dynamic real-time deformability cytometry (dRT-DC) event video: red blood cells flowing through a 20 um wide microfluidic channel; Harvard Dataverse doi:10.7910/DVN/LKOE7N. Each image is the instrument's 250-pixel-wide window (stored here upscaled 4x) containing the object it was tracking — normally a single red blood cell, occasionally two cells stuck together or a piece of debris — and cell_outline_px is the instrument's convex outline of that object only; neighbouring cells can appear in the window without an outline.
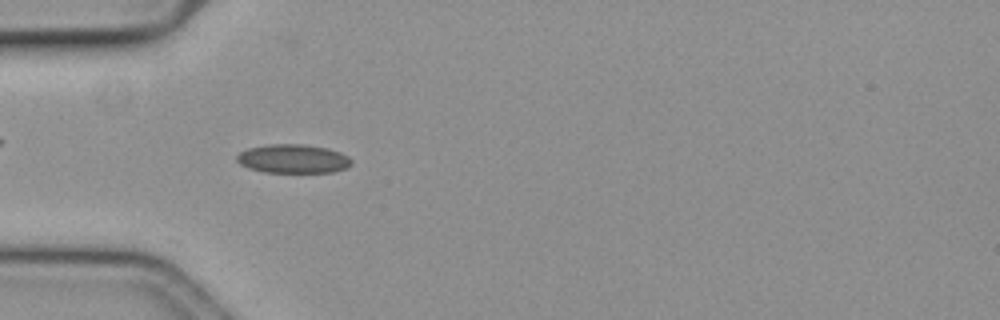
{"species": "common noctule bat (a hibernating species)", "species_latin": "Nyctalus noctula", "temperature_condition": "cold", "stored_images_in_passage": 40, "camera_frame_rate_fps": 3000, "um_per_image_px": 0.085, "animal": {"sex": "female", "body_mass_g": 19.3, "forearm_length_mm": 54.1}, "frame": {"image": 1, "passage_image": 1, "time_ms": 0.0, "image_size_px": [1000, 320], "cell_outline_px": [[352, 164], [348, 168], [332, 172], [264, 172], [248, 168], [240, 164], [236, 160], [236, 156], [240, 152], [248, 148], [268, 144], [300, 144], [328, 148], [340, 152], [348, 156], [352, 160]], "centroid_in_image_um": [24.92, 13.49], "position_along_channel_um": 60.1, "area_um2": 19.36}}
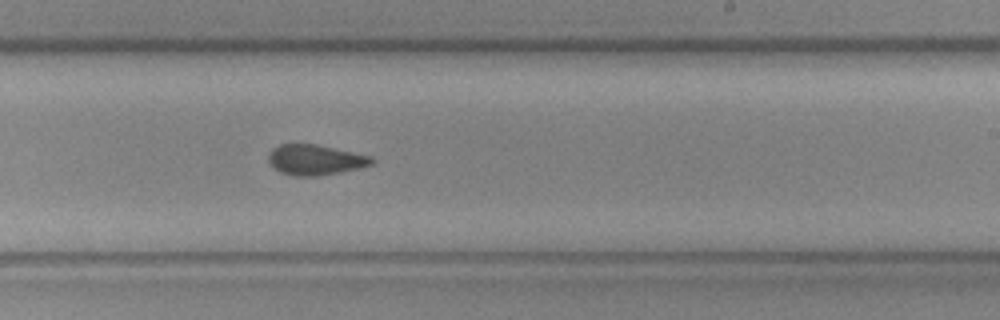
{"frame": {"image": 2, "passage_image": 18, "time_ms": 5.667, "image_size_px": [1000, 320], "cell_outline_px": [[376, 160], [372, 164], [360, 168], [320, 176], [292, 176], [280, 172], [268, 160], [268, 156], [272, 148], [280, 144], [316, 144], [372, 156]], "centroid_in_image_um": [26.82, 13.59], "position_along_channel_um": 262.2, "area_um2": 18.32}}
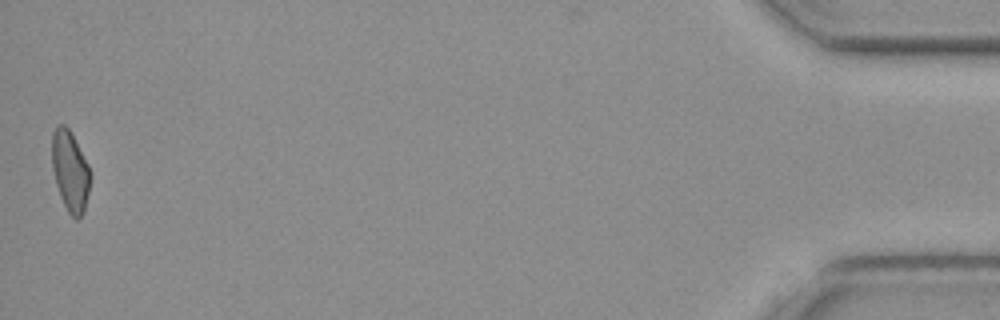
{"frame": {"image": 3, "passage_image": 40, "time_ms": 13.0, "image_size_px": [1000, 320], "cell_outline_px": [[92, 176], [84, 212], [76, 220], [68, 212], [60, 196], [56, 184], [52, 168], [52, 132], [60, 124], [64, 124], [68, 128], [88, 164], [92, 172]], "centroid_in_image_um": [5.98, 14.56], "position_along_channel_um": 429.2, "area_um2": 17.98}, "authors_computed_cell_mechanics": {"area_um2": 18.6116, "velocity_mm_per_s": 3.6349, "shape_relaxation_time_tau1_ms": null, "shape_relaxation_time_tau2_ms": 3.167, "deformation_change_tau1": null, "deformation_change_tau2": 0.0861}}